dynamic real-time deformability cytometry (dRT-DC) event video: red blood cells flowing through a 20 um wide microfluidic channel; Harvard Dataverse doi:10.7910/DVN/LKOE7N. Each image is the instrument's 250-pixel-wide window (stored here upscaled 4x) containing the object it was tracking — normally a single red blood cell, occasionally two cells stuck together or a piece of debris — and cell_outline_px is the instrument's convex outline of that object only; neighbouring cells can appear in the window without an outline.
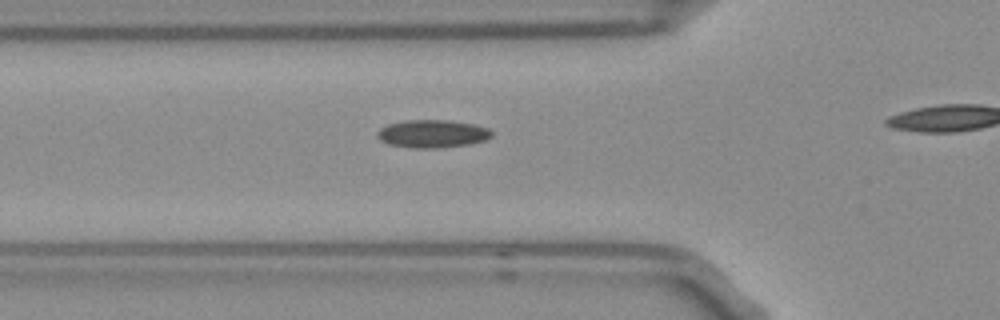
{"species": "Egyptian fruit bat (a non-hibernating species)", "species_latin": "Rousettus aegyptiacus", "temperature_condition": "room temperature", "stored_images_in_passage": 18, "camera_frame_rate_fps": 3000, "um_per_image_px": 0.085, "frame": {"image": 1, "passage_image": 13, "time_ms": 4.0, "image_size_px": [1000, 320], "cell_outline_px": [[492, 136], [484, 140], [468, 144], [436, 148], [412, 148], [388, 144], [380, 140], [376, 136], [376, 132], [380, 128], [388, 124], [408, 120], [448, 120], [476, 124], [488, 128], [492, 132]], "centroid_in_image_um": [36.73, 11.36], "position_along_channel_um": 89.1, "area_um2": 18.61}}
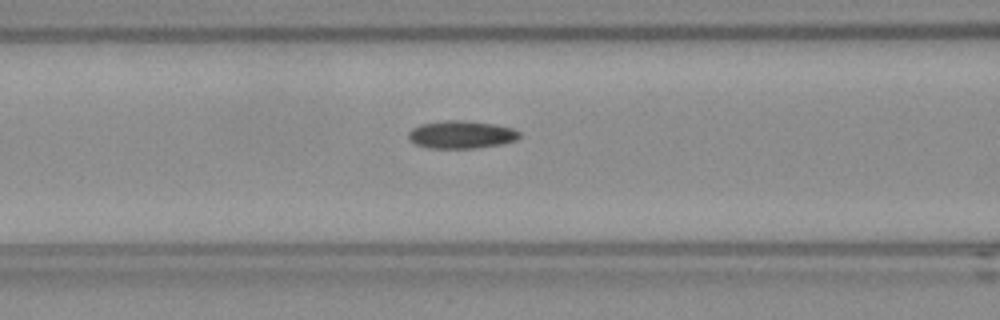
{"frame": {"image": 2, "passage_image": 16, "time_ms": 5.0, "image_size_px": [1000, 320], "cell_outline_px": [[520, 136], [516, 140], [504, 144], [476, 148], [428, 148], [416, 144], [408, 140], [408, 132], [412, 128], [420, 124], [444, 120], [460, 120], [496, 124], [512, 128], [520, 132]], "centroid_in_image_um": [39.2, 11.44], "position_along_channel_um": 127.4, "area_um2": 18.15}}